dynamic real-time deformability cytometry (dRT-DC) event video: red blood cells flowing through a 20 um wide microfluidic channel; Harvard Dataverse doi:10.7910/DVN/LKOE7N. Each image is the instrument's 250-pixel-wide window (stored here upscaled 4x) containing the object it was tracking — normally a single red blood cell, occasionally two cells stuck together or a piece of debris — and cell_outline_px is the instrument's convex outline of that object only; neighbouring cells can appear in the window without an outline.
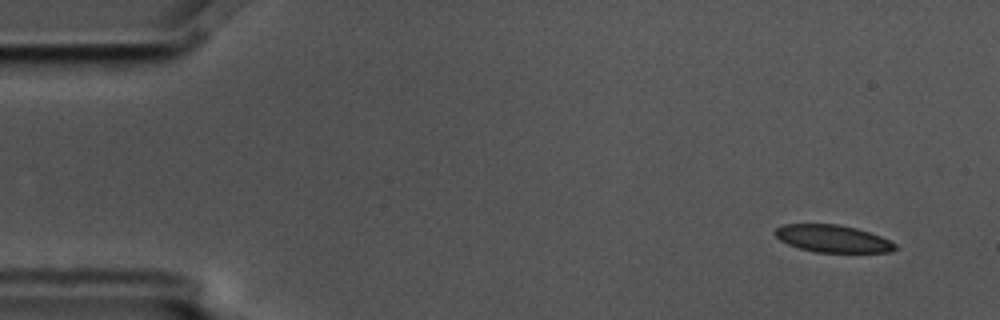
{"species": "common noctule bat (a hibernating species)", "species_latin": "Nyctalus noctula", "temperature_condition": "cold", "stored_images_in_passage": 6, "camera_frame_rate_fps": 3000, "um_per_image_px": 0.085, "animal": {"sex": "male", "body_mass_g": 17.5, "forearm_length_mm": 52.3}, "frame": {"image": 1, "passage_image": 1, "time_ms": 0.0, "image_size_px": [1000, 320], "cell_outline_px": [[896, 248], [892, 252], [816, 252], [800, 248], [788, 244], [780, 240], [772, 232], [776, 228], [784, 224], [840, 224], [856, 228], [880, 236], [896, 244]], "centroid_in_image_um": [70.75, 20.28], "position_along_channel_um": 14.2, "area_um2": 19.02}}
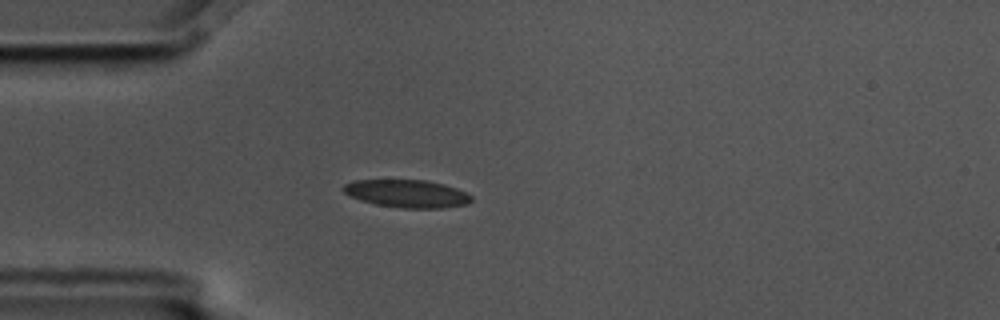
{"frame": {"image": 2, "passage_image": 4, "time_ms": 1.0, "image_size_px": [1000, 320], "cell_outline_px": [[472, 200], [468, 204], [444, 208], [400, 208], [376, 204], [360, 200], [344, 192], [340, 188], [344, 184], [356, 180], [424, 180], [444, 184], [456, 188], [472, 196]], "centroid_in_image_um": [34.6, 16.46], "position_along_channel_um": 50.4, "area_um2": 20.69}}